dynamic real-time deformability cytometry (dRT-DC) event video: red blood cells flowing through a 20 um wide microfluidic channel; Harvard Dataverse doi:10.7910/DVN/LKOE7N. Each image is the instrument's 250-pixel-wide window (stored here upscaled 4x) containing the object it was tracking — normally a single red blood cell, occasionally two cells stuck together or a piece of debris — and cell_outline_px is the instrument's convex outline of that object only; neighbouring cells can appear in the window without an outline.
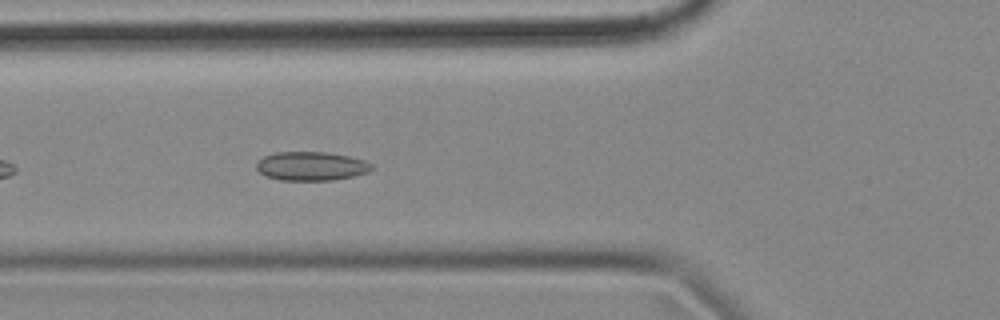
{"species": "common noctule bat (a hibernating species)", "species_latin": "Nyctalus noctula", "temperature_condition": "cold", "stored_images_in_passage": 43, "camera_frame_rate_fps": 3000, "um_per_image_px": 0.085, "animal": {"sex": "female", "body_mass_g": 18.4}, "frame": {"image": 1, "passage_image": 7, "time_ms": 2.0, "image_size_px": [1000, 320], "cell_outline_px": [[372, 168], [368, 172], [352, 176], [332, 180], [280, 180], [264, 176], [256, 168], [256, 164], [264, 156], [276, 152], [328, 152], [348, 156], [364, 160], [372, 164]], "centroid_in_image_um": [26.43, 14.12], "position_along_channel_um": 99.4, "area_um2": 19.31}, "authors_computed_cell_mechanics": {"area_um2": 18.6694, "velocity_mm_per_s": 3.5405, "shape_relaxation_time_tau1_ms": null, "shape_relaxation_time_tau2_ms": 6.8364, "deformation_change_tau1": null, "deformation_change_tau2": 0.1003}}